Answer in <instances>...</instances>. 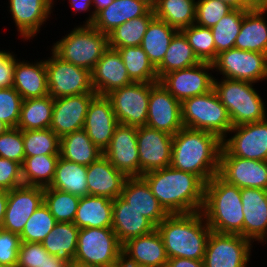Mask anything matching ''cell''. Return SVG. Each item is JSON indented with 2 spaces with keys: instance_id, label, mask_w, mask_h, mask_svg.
<instances>
[{
  "instance_id": "db71d44e",
  "label": "cell",
  "mask_w": 267,
  "mask_h": 267,
  "mask_svg": "<svg viewBox=\"0 0 267 267\" xmlns=\"http://www.w3.org/2000/svg\"><path fill=\"white\" fill-rule=\"evenodd\" d=\"M22 185V165L0 157V189L10 191Z\"/></svg>"
},
{
  "instance_id": "5bb4252c",
  "label": "cell",
  "mask_w": 267,
  "mask_h": 267,
  "mask_svg": "<svg viewBox=\"0 0 267 267\" xmlns=\"http://www.w3.org/2000/svg\"><path fill=\"white\" fill-rule=\"evenodd\" d=\"M213 70L210 62H200L191 67L165 74L159 82L180 102L213 89L214 77L206 70Z\"/></svg>"
},
{
  "instance_id": "603a6c76",
  "label": "cell",
  "mask_w": 267,
  "mask_h": 267,
  "mask_svg": "<svg viewBox=\"0 0 267 267\" xmlns=\"http://www.w3.org/2000/svg\"><path fill=\"white\" fill-rule=\"evenodd\" d=\"M243 205V237L248 240L266 241L267 235V190L241 189Z\"/></svg>"
},
{
  "instance_id": "e575fe53",
  "label": "cell",
  "mask_w": 267,
  "mask_h": 267,
  "mask_svg": "<svg viewBox=\"0 0 267 267\" xmlns=\"http://www.w3.org/2000/svg\"><path fill=\"white\" fill-rule=\"evenodd\" d=\"M177 32V29L157 17L150 21L140 46L155 68L161 64L171 39Z\"/></svg>"
},
{
  "instance_id": "83f0119b",
  "label": "cell",
  "mask_w": 267,
  "mask_h": 267,
  "mask_svg": "<svg viewBox=\"0 0 267 267\" xmlns=\"http://www.w3.org/2000/svg\"><path fill=\"white\" fill-rule=\"evenodd\" d=\"M53 0H10V12L20 35L30 39L51 14Z\"/></svg>"
},
{
  "instance_id": "bcb514c9",
  "label": "cell",
  "mask_w": 267,
  "mask_h": 267,
  "mask_svg": "<svg viewBox=\"0 0 267 267\" xmlns=\"http://www.w3.org/2000/svg\"><path fill=\"white\" fill-rule=\"evenodd\" d=\"M56 224L57 221L50 213L49 208L43 203L26 222L19 235L21 242L41 243Z\"/></svg>"
},
{
  "instance_id": "4dcf8cb0",
  "label": "cell",
  "mask_w": 267,
  "mask_h": 267,
  "mask_svg": "<svg viewBox=\"0 0 267 267\" xmlns=\"http://www.w3.org/2000/svg\"><path fill=\"white\" fill-rule=\"evenodd\" d=\"M267 9L247 10L234 48L267 55V21L263 17Z\"/></svg>"
},
{
  "instance_id": "8d00e7d4",
  "label": "cell",
  "mask_w": 267,
  "mask_h": 267,
  "mask_svg": "<svg viewBox=\"0 0 267 267\" xmlns=\"http://www.w3.org/2000/svg\"><path fill=\"white\" fill-rule=\"evenodd\" d=\"M200 62L185 35L178 31L171 39L164 59L156 68L158 79L169 72L191 67Z\"/></svg>"
},
{
  "instance_id": "7402d4cb",
  "label": "cell",
  "mask_w": 267,
  "mask_h": 267,
  "mask_svg": "<svg viewBox=\"0 0 267 267\" xmlns=\"http://www.w3.org/2000/svg\"><path fill=\"white\" fill-rule=\"evenodd\" d=\"M118 125L110 100L106 95H96L89 104L83 129L102 152Z\"/></svg>"
},
{
  "instance_id": "277c9868",
  "label": "cell",
  "mask_w": 267,
  "mask_h": 267,
  "mask_svg": "<svg viewBox=\"0 0 267 267\" xmlns=\"http://www.w3.org/2000/svg\"><path fill=\"white\" fill-rule=\"evenodd\" d=\"M241 189L227 183L218 174L205 184L202 213L212 231L243 237Z\"/></svg>"
},
{
  "instance_id": "e7e4bbea",
  "label": "cell",
  "mask_w": 267,
  "mask_h": 267,
  "mask_svg": "<svg viewBox=\"0 0 267 267\" xmlns=\"http://www.w3.org/2000/svg\"><path fill=\"white\" fill-rule=\"evenodd\" d=\"M66 267H94V266L81 263L73 259L72 261L66 263Z\"/></svg>"
},
{
  "instance_id": "74e56055",
  "label": "cell",
  "mask_w": 267,
  "mask_h": 267,
  "mask_svg": "<svg viewBox=\"0 0 267 267\" xmlns=\"http://www.w3.org/2000/svg\"><path fill=\"white\" fill-rule=\"evenodd\" d=\"M53 107L54 99L48 95L23 100L17 128L21 130L50 128Z\"/></svg>"
},
{
  "instance_id": "52a82bcc",
  "label": "cell",
  "mask_w": 267,
  "mask_h": 267,
  "mask_svg": "<svg viewBox=\"0 0 267 267\" xmlns=\"http://www.w3.org/2000/svg\"><path fill=\"white\" fill-rule=\"evenodd\" d=\"M183 127L211 132L221 140L233 127L229 113L214 89L181 102Z\"/></svg>"
},
{
  "instance_id": "94428289",
  "label": "cell",
  "mask_w": 267,
  "mask_h": 267,
  "mask_svg": "<svg viewBox=\"0 0 267 267\" xmlns=\"http://www.w3.org/2000/svg\"><path fill=\"white\" fill-rule=\"evenodd\" d=\"M71 7L73 8V10H75L76 12H81V11H88L89 9H91V4L92 0H69Z\"/></svg>"
},
{
  "instance_id": "4316f807",
  "label": "cell",
  "mask_w": 267,
  "mask_h": 267,
  "mask_svg": "<svg viewBox=\"0 0 267 267\" xmlns=\"http://www.w3.org/2000/svg\"><path fill=\"white\" fill-rule=\"evenodd\" d=\"M118 241L127 240L152 232L156 227L121 196L113 200L112 226Z\"/></svg>"
},
{
  "instance_id": "11a10c76",
  "label": "cell",
  "mask_w": 267,
  "mask_h": 267,
  "mask_svg": "<svg viewBox=\"0 0 267 267\" xmlns=\"http://www.w3.org/2000/svg\"><path fill=\"white\" fill-rule=\"evenodd\" d=\"M15 57L10 52L0 51V88L13 87Z\"/></svg>"
},
{
  "instance_id": "7bdbcfd3",
  "label": "cell",
  "mask_w": 267,
  "mask_h": 267,
  "mask_svg": "<svg viewBox=\"0 0 267 267\" xmlns=\"http://www.w3.org/2000/svg\"><path fill=\"white\" fill-rule=\"evenodd\" d=\"M246 11L247 10L233 9L216 25L210 28L215 43V59L219 53L234 48Z\"/></svg>"
},
{
  "instance_id": "f1b7e54d",
  "label": "cell",
  "mask_w": 267,
  "mask_h": 267,
  "mask_svg": "<svg viewBox=\"0 0 267 267\" xmlns=\"http://www.w3.org/2000/svg\"><path fill=\"white\" fill-rule=\"evenodd\" d=\"M13 88L23 100L42 98L48 95V79L45 61L36 63L18 62L15 59Z\"/></svg>"
},
{
  "instance_id": "c3c4849f",
  "label": "cell",
  "mask_w": 267,
  "mask_h": 267,
  "mask_svg": "<svg viewBox=\"0 0 267 267\" xmlns=\"http://www.w3.org/2000/svg\"><path fill=\"white\" fill-rule=\"evenodd\" d=\"M232 10L227 3L219 0H198L194 24L211 28Z\"/></svg>"
},
{
  "instance_id": "44dd1931",
  "label": "cell",
  "mask_w": 267,
  "mask_h": 267,
  "mask_svg": "<svg viewBox=\"0 0 267 267\" xmlns=\"http://www.w3.org/2000/svg\"><path fill=\"white\" fill-rule=\"evenodd\" d=\"M122 258L128 264L139 267H166L169 259L157 229L123 243Z\"/></svg>"
},
{
  "instance_id": "816d5d0a",
  "label": "cell",
  "mask_w": 267,
  "mask_h": 267,
  "mask_svg": "<svg viewBox=\"0 0 267 267\" xmlns=\"http://www.w3.org/2000/svg\"><path fill=\"white\" fill-rule=\"evenodd\" d=\"M48 251L38 242H21L16 267H42Z\"/></svg>"
},
{
  "instance_id": "1f68e13d",
  "label": "cell",
  "mask_w": 267,
  "mask_h": 267,
  "mask_svg": "<svg viewBox=\"0 0 267 267\" xmlns=\"http://www.w3.org/2000/svg\"><path fill=\"white\" fill-rule=\"evenodd\" d=\"M113 200L86 195L80 197L73 223L79 228H106L112 226Z\"/></svg>"
},
{
  "instance_id": "d4e9b609",
  "label": "cell",
  "mask_w": 267,
  "mask_h": 267,
  "mask_svg": "<svg viewBox=\"0 0 267 267\" xmlns=\"http://www.w3.org/2000/svg\"><path fill=\"white\" fill-rule=\"evenodd\" d=\"M127 178L104 155H101L95 162L87 166L86 180L89 195L107 197L114 200L121 196Z\"/></svg>"
},
{
  "instance_id": "484cf974",
  "label": "cell",
  "mask_w": 267,
  "mask_h": 267,
  "mask_svg": "<svg viewBox=\"0 0 267 267\" xmlns=\"http://www.w3.org/2000/svg\"><path fill=\"white\" fill-rule=\"evenodd\" d=\"M121 197L155 227L169 215L142 177H128L124 183Z\"/></svg>"
},
{
  "instance_id": "ab89813d",
  "label": "cell",
  "mask_w": 267,
  "mask_h": 267,
  "mask_svg": "<svg viewBox=\"0 0 267 267\" xmlns=\"http://www.w3.org/2000/svg\"><path fill=\"white\" fill-rule=\"evenodd\" d=\"M60 155H36L25 157L22 165L24 185L49 187L55 175Z\"/></svg>"
},
{
  "instance_id": "6f0895ef",
  "label": "cell",
  "mask_w": 267,
  "mask_h": 267,
  "mask_svg": "<svg viewBox=\"0 0 267 267\" xmlns=\"http://www.w3.org/2000/svg\"><path fill=\"white\" fill-rule=\"evenodd\" d=\"M114 2V0H92V3L95 5V11L92 12V14L90 15V17L86 20L85 24H92V22L95 19V15L107 8L110 4H112Z\"/></svg>"
},
{
  "instance_id": "7a4b0ae2",
  "label": "cell",
  "mask_w": 267,
  "mask_h": 267,
  "mask_svg": "<svg viewBox=\"0 0 267 267\" xmlns=\"http://www.w3.org/2000/svg\"><path fill=\"white\" fill-rule=\"evenodd\" d=\"M221 148L217 135L183 127L173 136L170 166L193 173L206 184L219 172Z\"/></svg>"
},
{
  "instance_id": "89a4df30",
  "label": "cell",
  "mask_w": 267,
  "mask_h": 267,
  "mask_svg": "<svg viewBox=\"0 0 267 267\" xmlns=\"http://www.w3.org/2000/svg\"><path fill=\"white\" fill-rule=\"evenodd\" d=\"M127 267H139V266H134V265H131V264L127 263Z\"/></svg>"
},
{
  "instance_id": "5b68a950",
  "label": "cell",
  "mask_w": 267,
  "mask_h": 267,
  "mask_svg": "<svg viewBox=\"0 0 267 267\" xmlns=\"http://www.w3.org/2000/svg\"><path fill=\"white\" fill-rule=\"evenodd\" d=\"M214 78L213 89L220 102L227 109L232 125L238 126L266 119V109L261 96L252 82Z\"/></svg>"
},
{
  "instance_id": "d6a6232c",
  "label": "cell",
  "mask_w": 267,
  "mask_h": 267,
  "mask_svg": "<svg viewBox=\"0 0 267 267\" xmlns=\"http://www.w3.org/2000/svg\"><path fill=\"white\" fill-rule=\"evenodd\" d=\"M60 157L85 166L95 162L103 152L92 142L84 129L60 138Z\"/></svg>"
},
{
  "instance_id": "6da1fadb",
  "label": "cell",
  "mask_w": 267,
  "mask_h": 267,
  "mask_svg": "<svg viewBox=\"0 0 267 267\" xmlns=\"http://www.w3.org/2000/svg\"><path fill=\"white\" fill-rule=\"evenodd\" d=\"M141 177L169 214L202 211L205 183L197 175L167 166Z\"/></svg>"
},
{
  "instance_id": "03108f58",
  "label": "cell",
  "mask_w": 267,
  "mask_h": 267,
  "mask_svg": "<svg viewBox=\"0 0 267 267\" xmlns=\"http://www.w3.org/2000/svg\"><path fill=\"white\" fill-rule=\"evenodd\" d=\"M101 267H127V262L121 257L118 261L115 263L101 266Z\"/></svg>"
},
{
  "instance_id": "f907efd6",
  "label": "cell",
  "mask_w": 267,
  "mask_h": 267,
  "mask_svg": "<svg viewBox=\"0 0 267 267\" xmlns=\"http://www.w3.org/2000/svg\"><path fill=\"white\" fill-rule=\"evenodd\" d=\"M0 157L23 165L25 154L21 129L10 128L7 132L0 135Z\"/></svg>"
},
{
  "instance_id": "680465c9",
  "label": "cell",
  "mask_w": 267,
  "mask_h": 267,
  "mask_svg": "<svg viewBox=\"0 0 267 267\" xmlns=\"http://www.w3.org/2000/svg\"><path fill=\"white\" fill-rule=\"evenodd\" d=\"M42 267H66V262L48 253L45 255Z\"/></svg>"
},
{
  "instance_id": "f546056e",
  "label": "cell",
  "mask_w": 267,
  "mask_h": 267,
  "mask_svg": "<svg viewBox=\"0 0 267 267\" xmlns=\"http://www.w3.org/2000/svg\"><path fill=\"white\" fill-rule=\"evenodd\" d=\"M150 9L151 7L142 0H114L95 15L91 25L108 35L121 24L144 16Z\"/></svg>"
},
{
  "instance_id": "2e32d148",
  "label": "cell",
  "mask_w": 267,
  "mask_h": 267,
  "mask_svg": "<svg viewBox=\"0 0 267 267\" xmlns=\"http://www.w3.org/2000/svg\"><path fill=\"white\" fill-rule=\"evenodd\" d=\"M173 136L147 126L137 127L140 177L170 166Z\"/></svg>"
},
{
  "instance_id": "2644e50d",
  "label": "cell",
  "mask_w": 267,
  "mask_h": 267,
  "mask_svg": "<svg viewBox=\"0 0 267 267\" xmlns=\"http://www.w3.org/2000/svg\"><path fill=\"white\" fill-rule=\"evenodd\" d=\"M0 267H11V266L0 264Z\"/></svg>"
},
{
  "instance_id": "8992f818",
  "label": "cell",
  "mask_w": 267,
  "mask_h": 267,
  "mask_svg": "<svg viewBox=\"0 0 267 267\" xmlns=\"http://www.w3.org/2000/svg\"><path fill=\"white\" fill-rule=\"evenodd\" d=\"M53 51L63 61L93 71L96 63L108 49V35L91 24L77 26L53 46Z\"/></svg>"
},
{
  "instance_id": "f6af8a7d",
  "label": "cell",
  "mask_w": 267,
  "mask_h": 267,
  "mask_svg": "<svg viewBox=\"0 0 267 267\" xmlns=\"http://www.w3.org/2000/svg\"><path fill=\"white\" fill-rule=\"evenodd\" d=\"M80 197L58 189L44 188V204L57 222H73Z\"/></svg>"
},
{
  "instance_id": "f35d334b",
  "label": "cell",
  "mask_w": 267,
  "mask_h": 267,
  "mask_svg": "<svg viewBox=\"0 0 267 267\" xmlns=\"http://www.w3.org/2000/svg\"><path fill=\"white\" fill-rule=\"evenodd\" d=\"M155 17L178 31L195 23V0H158L153 7Z\"/></svg>"
},
{
  "instance_id": "9a60e30c",
  "label": "cell",
  "mask_w": 267,
  "mask_h": 267,
  "mask_svg": "<svg viewBox=\"0 0 267 267\" xmlns=\"http://www.w3.org/2000/svg\"><path fill=\"white\" fill-rule=\"evenodd\" d=\"M146 126L172 136L183 128L181 102L160 82H152Z\"/></svg>"
},
{
  "instance_id": "003e7915",
  "label": "cell",
  "mask_w": 267,
  "mask_h": 267,
  "mask_svg": "<svg viewBox=\"0 0 267 267\" xmlns=\"http://www.w3.org/2000/svg\"><path fill=\"white\" fill-rule=\"evenodd\" d=\"M9 129H10V127L7 124H5L4 122L0 121V135L4 134Z\"/></svg>"
},
{
  "instance_id": "7dc6e473",
  "label": "cell",
  "mask_w": 267,
  "mask_h": 267,
  "mask_svg": "<svg viewBox=\"0 0 267 267\" xmlns=\"http://www.w3.org/2000/svg\"><path fill=\"white\" fill-rule=\"evenodd\" d=\"M201 62L212 63L215 60V43L210 28L193 24L181 30Z\"/></svg>"
},
{
  "instance_id": "3957f363",
  "label": "cell",
  "mask_w": 267,
  "mask_h": 267,
  "mask_svg": "<svg viewBox=\"0 0 267 267\" xmlns=\"http://www.w3.org/2000/svg\"><path fill=\"white\" fill-rule=\"evenodd\" d=\"M156 229L163 239L169 259L181 257L203 260L212 230L201 211L169 214Z\"/></svg>"
},
{
  "instance_id": "30bf717a",
  "label": "cell",
  "mask_w": 267,
  "mask_h": 267,
  "mask_svg": "<svg viewBox=\"0 0 267 267\" xmlns=\"http://www.w3.org/2000/svg\"><path fill=\"white\" fill-rule=\"evenodd\" d=\"M151 89L152 83L132 82L106 95L119 124L146 126Z\"/></svg>"
},
{
  "instance_id": "be15d7a7",
  "label": "cell",
  "mask_w": 267,
  "mask_h": 267,
  "mask_svg": "<svg viewBox=\"0 0 267 267\" xmlns=\"http://www.w3.org/2000/svg\"><path fill=\"white\" fill-rule=\"evenodd\" d=\"M253 9H267V0H245Z\"/></svg>"
},
{
  "instance_id": "d6986e66",
  "label": "cell",
  "mask_w": 267,
  "mask_h": 267,
  "mask_svg": "<svg viewBox=\"0 0 267 267\" xmlns=\"http://www.w3.org/2000/svg\"><path fill=\"white\" fill-rule=\"evenodd\" d=\"M103 155L127 177H140L137 127L119 124Z\"/></svg>"
},
{
  "instance_id": "4fadbf2b",
  "label": "cell",
  "mask_w": 267,
  "mask_h": 267,
  "mask_svg": "<svg viewBox=\"0 0 267 267\" xmlns=\"http://www.w3.org/2000/svg\"><path fill=\"white\" fill-rule=\"evenodd\" d=\"M218 175L240 189L267 190V161L232 156L223 147L220 152Z\"/></svg>"
},
{
  "instance_id": "b9f144b4",
  "label": "cell",
  "mask_w": 267,
  "mask_h": 267,
  "mask_svg": "<svg viewBox=\"0 0 267 267\" xmlns=\"http://www.w3.org/2000/svg\"><path fill=\"white\" fill-rule=\"evenodd\" d=\"M117 50L132 82H159L156 68L141 46L123 47Z\"/></svg>"
},
{
  "instance_id": "ac0fdd59",
  "label": "cell",
  "mask_w": 267,
  "mask_h": 267,
  "mask_svg": "<svg viewBox=\"0 0 267 267\" xmlns=\"http://www.w3.org/2000/svg\"><path fill=\"white\" fill-rule=\"evenodd\" d=\"M43 203V187L22 185L10 190L2 229L20 235L30 216Z\"/></svg>"
},
{
  "instance_id": "ffe728a7",
  "label": "cell",
  "mask_w": 267,
  "mask_h": 267,
  "mask_svg": "<svg viewBox=\"0 0 267 267\" xmlns=\"http://www.w3.org/2000/svg\"><path fill=\"white\" fill-rule=\"evenodd\" d=\"M96 93H84L54 99L50 129L59 137L83 129L91 100Z\"/></svg>"
},
{
  "instance_id": "ba28073f",
  "label": "cell",
  "mask_w": 267,
  "mask_h": 267,
  "mask_svg": "<svg viewBox=\"0 0 267 267\" xmlns=\"http://www.w3.org/2000/svg\"><path fill=\"white\" fill-rule=\"evenodd\" d=\"M122 257V244L111 227L79 229L74 260L94 267L115 263Z\"/></svg>"
},
{
  "instance_id": "d590c367",
  "label": "cell",
  "mask_w": 267,
  "mask_h": 267,
  "mask_svg": "<svg viewBox=\"0 0 267 267\" xmlns=\"http://www.w3.org/2000/svg\"><path fill=\"white\" fill-rule=\"evenodd\" d=\"M78 233L73 222H57L41 243L49 254L68 263L75 258Z\"/></svg>"
},
{
  "instance_id": "60d3db41",
  "label": "cell",
  "mask_w": 267,
  "mask_h": 267,
  "mask_svg": "<svg viewBox=\"0 0 267 267\" xmlns=\"http://www.w3.org/2000/svg\"><path fill=\"white\" fill-rule=\"evenodd\" d=\"M155 17L153 8L144 16L136 17L116 27L108 34L109 47L119 49L123 47L140 46L150 21Z\"/></svg>"
},
{
  "instance_id": "681fc988",
  "label": "cell",
  "mask_w": 267,
  "mask_h": 267,
  "mask_svg": "<svg viewBox=\"0 0 267 267\" xmlns=\"http://www.w3.org/2000/svg\"><path fill=\"white\" fill-rule=\"evenodd\" d=\"M22 101V97L13 87L0 88V121L10 128H17Z\"/></svg>"
},
{
  "instance_id": "f5cc1de1",
  "label": "cell",
  "mask_w": 267,
  "mask_h": 267,
  "mask_svg": "<svg viewBox=\"0 0 267 267\" xmlns=\"http://www.w3.org/2000/svg\"><path fill=\"white\" fill-rule=\"evenodd\" d=\"M20 244L18 234L0 229V264L16 267Z\"/></svg>"
},
{
  "instance_id": "8fae6325",
  "label": "cell",
  "mask_w": 267,
  "mask_h": 267,
  "mask_svg": "<svg viewBox=\"0 0 267 267\" xmlns=\"http://www.w3.org/2000/svg\"><path fill=\"white\" fill-rule=\"evenodd\" d=\"M223 78L255 83L267 79V55L232 48L219 53L212 62Z\"/></svg>"
},
{
  "instance_id": "836d02e7",
  "label": "cell",
  "mask_w": 267,
  "mask_h": 267,
  "mask_svg": "<svg viewBox=\"0 0 267 267\" xmlns=\"http://www.w3.org/2000/svg\"><path fill=\"white\" fill-rule=\"evenodd\" d=\"M87 166L68 161L62 157L56 165L55 175L49 188L69 192L84 197L89 195L87 186Z\"/></svg>"
},
{
  "instance_id": "9c48e42d",
  "label": "cell",
  "mask_w": 267,
  "mask_h": 267,
  "mask_svg": "<svg viewBox=\"0 0 267 267\" xmlns=\"http://www.w3.org/2000/svg\"><path fill=\"white\" fill-rule=\"evenodd\" d=\"M48 79V96L55 99L84 93H95L91 71L63 61L53 51L45 60Z\"/></svg>"
},
{
  "instance_id": "cb8c5ba5",
  "label": "cell",
  "mask_w": 267,
  "mask_h": 267,
  "mask_svg": "<svg viewBox=\"0 0 267 267\" xmlns=\"http://www.w3.org/2000/svg\"><path fill=\"white\" fill-rule=\"evenodd\" d=\"M92 76V87L97 95H107L114 89L132 83L118 50L108 47L96 63Z\"/></svg>"
},
{
  "instance_id": "6125c7cd",
  "label": "cell",
  "mask_w": 267,
  "mask_h": 267,
  "mask_svg": "<svg viewBox=\"0 0 267 267\" xmlns=\"http://www.w3.org/2000/svg\"><path fill=\"white\" fill-rule=\"evenodd\" d=\"M227 3L233 9L251 10L253 9L245 0H219Z\"/></svg>"
},
{
  "instance_id": "9f6ffc18",
  "label": "cell",
  "mask_w": 267,
  "mask_h": 267,
  "mask_svg": "<svg viewBox=\"0 0 267 267\" xmlns=\"http://www.w3.org/2000/svg\"><path fill=\"white\" fill-rule=\"evenodd\" d=\"M166 267H203V260H193L188 258L168 259Z\"/></svg>"
},
{
  "instance_id": "ee69618b",
  "label": "cell",
  "mask_w": 267,
  "mask_h": 267,
  "mask_svg": "<svg viewBox=\"0 0 267 267\" xmlns=\"http://www.w3.org/2000/svg\"><path fill=\"white\" fill-rule=\"evenodd\" d=\"M25 157L59 155L60 138L50 129L22 130Z\"/></svg>"
},
{
  "instance_id": "a7ac6f4b",
  "label": "cell",
  "mask_w": 267,
  "mask_h": 267,
  "mask_svg": "<svg viewBox=\"0 0 267 267\" xmlns=\"http://www.w3.org/2000/svg\"><path fill=\"white\" fill-rule=\"evenodd\" d=\"M142 1H144L147 5L153 8L156 5L158 0H142Z\"/></svg>"
},
{
  "instance_id": "91938a15",
  "label": "cell",
  "mask_w": 267,
  "mask_h": 267,
  "mask_svg": "<svg viewBox=\"0 0 267 267\" xmlns=\"http://www.w3.org/2000/svg\"><path fill=\"white\" fill-rule=\"evenodd\" d=\"M8 193L9 191L0 189V229H2V225L4 222L5 211L8 201Z\"/></svg>"
},
{
  "instance_id": "e0dca14e",
  "label": "cell",
  "mask_w": 267,
  "mask_h": 267,
  "mask_svg": "<svg viewBox=\"0 0 267 267\" xmlns=\"http://www.w3.org/2000/svg\"><path fill=\"white\" fill-rule=\"evenodd\" d=\"M231 138L222 140V147L232 156L267 161V119L233 126Z\"/></svg>"
},
{
  "instance_id": "7c38bea8",
  "label": "cell",
  "mask_w": 267,
  "mask_h": 267,
  "mask_svg": "<svg viewBox=\"0 0 267 267\" xmlns=\"http://www.w3.org/2000/svg\"><path fill=\"white\" fill-rule=\"evenodd\" d=\"M251 242L241 235L211 231L203 267H246L250 258Z\"/></svg>"
}]
</instances>
